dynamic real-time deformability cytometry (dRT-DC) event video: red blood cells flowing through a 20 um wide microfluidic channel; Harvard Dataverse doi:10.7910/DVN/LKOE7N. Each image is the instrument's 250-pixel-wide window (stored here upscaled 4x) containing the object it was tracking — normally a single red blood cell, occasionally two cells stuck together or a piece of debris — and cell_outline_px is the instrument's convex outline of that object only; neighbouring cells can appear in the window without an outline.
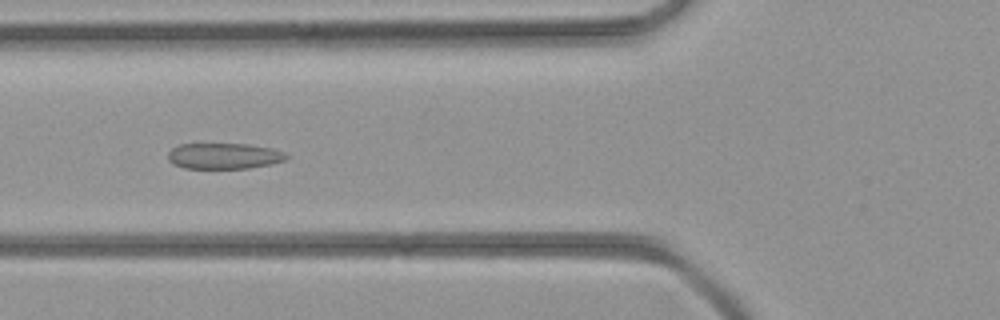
{"species": "common noctule bat (a hibernating species)", "species_latin": "Nyctalus noctula", "temperature_condition": "room temperature", "stored_images_in_passage": 45, "camera_frame_rate_fps": 3000, "um_per_image_px": 0.085, "animal": {"sex": "female", "body_mass_g": 21.9}, "frame": {"image": 1, "passage_image": 17, "time_ms": 5.333, "image_size_px": [1000, 320], "cell_outline_px": [[288, 156], [284, 160], [272, 164], [248, 168], [184, 168], [168, 160], [168, 152], [172, 148], [180, 144], [248, 144], [272, 148], [284, 152]], "centroid_in_image_um": [19.05, 13.25], "position_along_channel_um": 106.8, "area_um2": 17.74}}
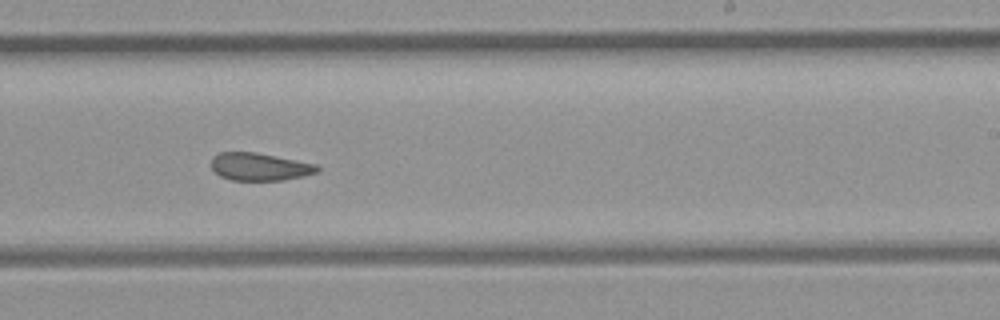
{"frame": {"image": 2, "passage_image": 27, "time_ms": 8.667, "image_size_px": [1000, 320], "cell_outline_px": [[320, 172], [304, 176], [284, 180], [232, 180], [220, 176], [212, 168], [212, 156], [220, 152], [256, 152], [320, 164]], "centroid_in_image_um": [22.14, 14.17], "position_along_channel_um": 266.9, "area_um2": 17.34}}
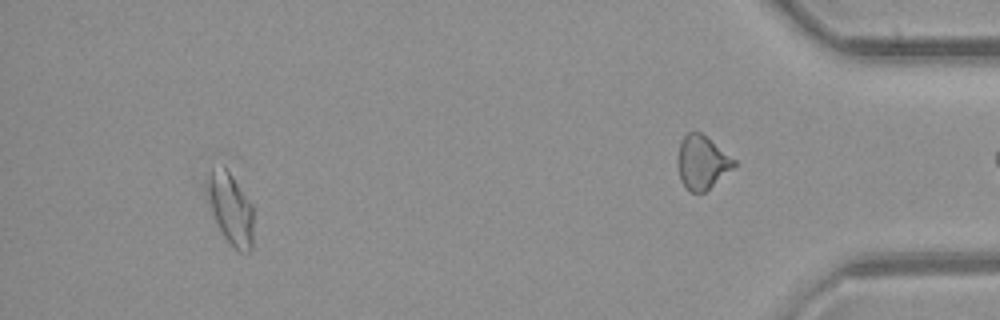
{"frame": {"image": 3, "passage_image": 41, "time_ms": 13.333, "image_size_px": [1000, 320], "cell_outline_px": [[252, 248], [248, 252], [240, 252], [224, 236], [212, 212], [200, 184], [204, 176], [212, 168], [224, 168], [232, 176], [252, 204]], "centroid_in_image_um": [19.5, 17.65], "position_along_channel_um": 415.7, "area_um2": 19.48}}